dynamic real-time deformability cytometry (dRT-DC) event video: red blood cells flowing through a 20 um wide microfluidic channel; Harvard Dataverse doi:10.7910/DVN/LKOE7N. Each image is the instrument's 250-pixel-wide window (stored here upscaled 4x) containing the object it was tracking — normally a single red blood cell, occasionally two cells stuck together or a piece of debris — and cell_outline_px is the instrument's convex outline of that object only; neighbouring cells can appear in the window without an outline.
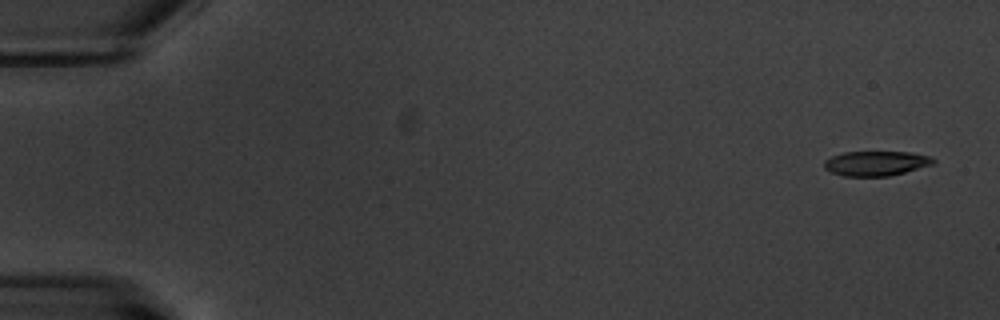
{"species": "common noctule bat (a hibernating species)", "species_latin": "Nyctalus noctula", "temperature_condition": "warm", "stored_images_in_passage": 8, "camera_frame_rate_fps": 3000, "um_per_image_px": 0.085, "animal": {"sex": "male", "body_mass_g": 20.1, "forearm_length_mm": 53.5}, "frame": {"image": 1, "passage_image": 1, "time_ms": 0.0, "image_size_px": [1000, 320], "cell_outline_px": [[936, 164], [888, 176], [844, 176], [832, 172], [824, 168], [824, 160], [832, 156], [844, 152], [912, 152], [932, 156], [936, 160]], "centroid_in_image_um": [74.51, 13.88], "position_along_channel_um": 10.5, "area_um2": 15.84}}
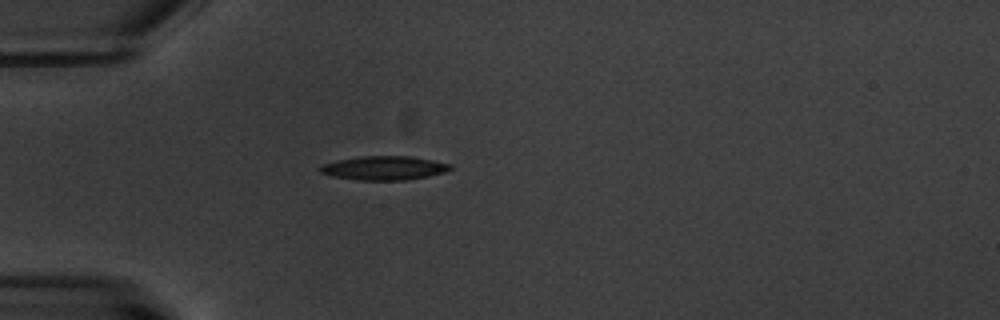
{"frame": {"image": 2, "passage_image": 5, "time_ms": 5.0, "image_size_px": [1000, 320], "cell_outline_px": [[452, 168], [444, 172], [428, 176], [408, 180], [356, 180], [336, 176], [320, 172], [316, 168], [324, 164], [336, 160], [360, 156], [408, 156], [432, 160], [452, 164]], "centroid_in_image_um": [32.64, 14.28], "position_along_channel_um": 52.4, "area_um2": 18.09}}